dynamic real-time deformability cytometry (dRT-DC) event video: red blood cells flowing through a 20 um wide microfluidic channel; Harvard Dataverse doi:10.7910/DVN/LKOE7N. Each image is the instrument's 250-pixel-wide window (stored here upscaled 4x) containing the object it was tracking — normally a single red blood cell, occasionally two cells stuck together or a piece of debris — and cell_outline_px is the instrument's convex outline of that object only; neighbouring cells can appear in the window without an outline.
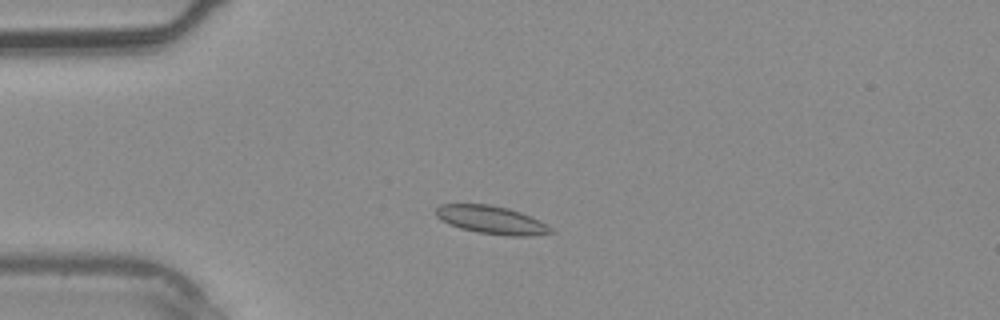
{"species": "common noctule bat (a hibernating species)", "species_latin": "Nyctalus noctula", "temperature_condition": "warm", "stored_images_in_passage": 3, "camera_frame_rate_fps": 3000, "um_per_image_px": 0.085, "animal": {"sex": "male", "body_mass_g": 20.4}, "frame": {"image": 1, "passage_image": 2, "time_ms": 1.333, "image_size_px": [1000, 320], "cell_outline_px": [[556, 232], [528, 236], [508, 236], [476, 232], [460, 228], [448, 224], [440, 220], [436, 216], [436, 208], [440, 204], [492, 204], [508, 208], [520, 212], [552, 228]], "centroid_in_image_um": [41.72, 18.69], "position_along_channel_um": 43.3, "area_um2": 18.73}}